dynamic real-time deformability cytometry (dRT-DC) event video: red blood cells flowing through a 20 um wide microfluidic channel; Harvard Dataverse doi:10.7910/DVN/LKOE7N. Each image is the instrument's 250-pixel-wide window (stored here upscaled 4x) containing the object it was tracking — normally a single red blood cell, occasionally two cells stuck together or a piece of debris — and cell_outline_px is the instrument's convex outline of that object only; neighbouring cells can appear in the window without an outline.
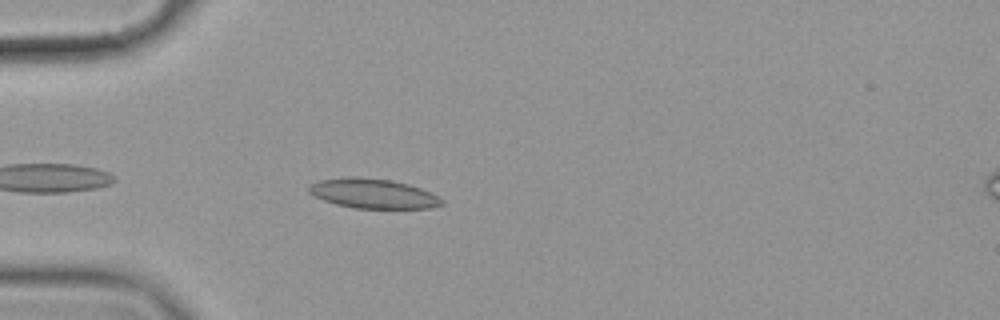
{"species": "common noctule bat (a hibernating species)", "species_latin": "Nyctalus noctula", "temperature_condition": "cold", "stored_images_in_passage": 44, "camera_frame_rate_fps": 3000, "um_per_image_px": 0.085, "animal": {"sex": "female", "body_mass_g": 19.9}, "frame": {"image": 1, "passage_image": 4, "time_ms": 1.0, "image_size_px": [1000, 320], "cell_outline_px": [[444, 204], [432, 208], [352, 208], [336, 204], [324, 200], [308, 192], [308, 184], [320, 180], [352, 176], [392, 180], [408, 184], [420, 188], [444, 200]], "centroid_in_image_um": [31.69, 16.45], "position_along_channel_um": 53.3, "area_um2": 22.89}}
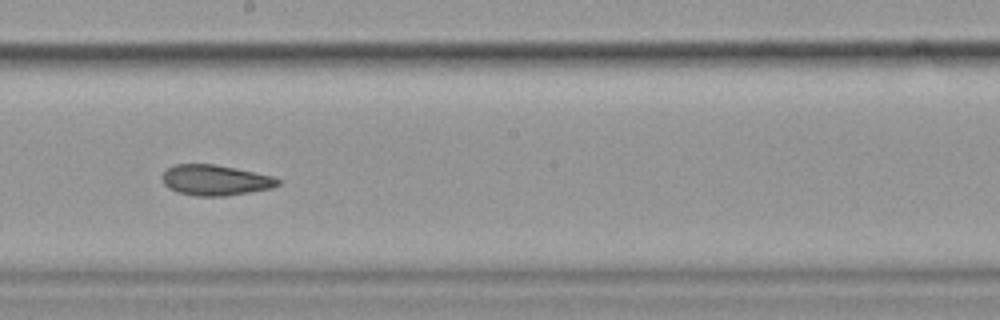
{"frame": {"image": 2, "passage_image": 20, "time_ms": 6.333, "image_size_px": [1000, 320], "cell_outline_px": [[280, 184], [272, 188], [224, 196], [196, 196], [176, 192], [168, 188], [164, 184], [164, 172], [168, 168], [176, 164], [216, 164], [272, 176], [280, 180]], "centroid_in_image_um": [18.3, 15.32], "position_along_channel_um": 229.9, "area_um2": 20.4}}
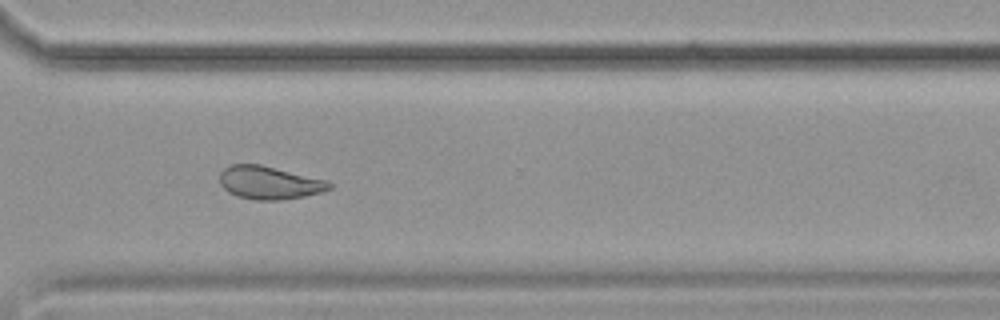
{"frame": {"image": 3, "passage_image": 30, "time_ms": 9.667, "image_size_px": [1000, 320], "cell_outline_px": [[332, 188], [324, 192], [304, 196], [280, 200], [252, 200], [236, 196], [228, 192], [220, 184], [220, 172], [228, 164], [260, 164], [328, 180], [332, 184]], "centroid_in_image_um": [22.89, 15.53], "position_along_channel_um": 347.7, "area_um2": 21.39}, "authors_computed_cell_mechanics": {"area_um2": 21.6461, "velocity_mm_per_s": 3.5301, "shape_relaxation_time_tau1_ms": null, "shape_relaxation_time_tau2_ms": 3.8956, "deformation_change_tau1": null, "deformation_change_tau2": 0.1032}}